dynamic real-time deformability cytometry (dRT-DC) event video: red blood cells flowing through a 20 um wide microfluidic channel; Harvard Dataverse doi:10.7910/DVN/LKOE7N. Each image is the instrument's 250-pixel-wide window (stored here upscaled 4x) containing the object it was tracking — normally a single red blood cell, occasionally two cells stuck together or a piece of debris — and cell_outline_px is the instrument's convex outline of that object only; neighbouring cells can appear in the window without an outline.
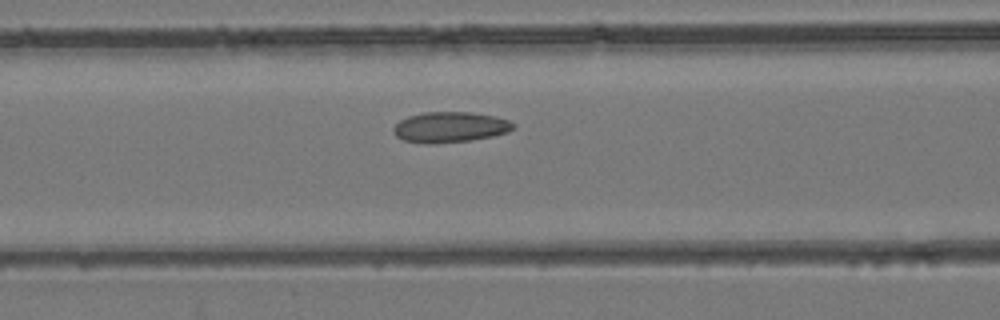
{"species": "common noctule bat (a hibernating species)", "species_latin": "Nyctalus noctula", "temperature_condition": "room temperature", "stored_images_in_passage": 45, "camera_frame_rate_fps": 3000, "um_per_image_px": 0.085, "animal": {"sex": "female", "body_mass_g": 24.6, "forearm_length_mm": 56.2}, "frame": {"image": 1, "passage_image": 16, "time_ms": 5.0, "image_size_px": [1000, 320], "cell_outline_px": [[516, 128], [508, 132], [492, 136], [468, 140], [404, 140], [396, 136], [392, 132], [392, 128], [400, 120], [408, 116], [424, 112], [472, 112], [496, 116], [508, 120]], "centroid_in_image_um": [38.3, 10.74], "position_along_channel_um": 128.3, "area_um2": 20.35}}
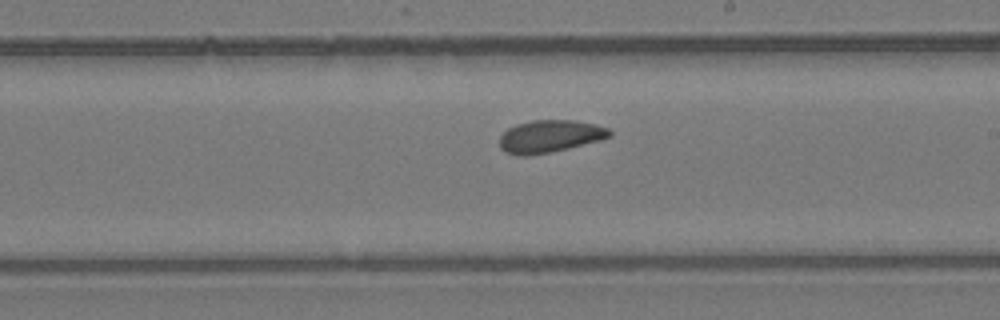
{"frame": {"image": 2, "passage_image": 24, "time_ms": 7.667, "image_size_px": [1000, 320], "cell_outline_px": [[612, 136], [600, 140], [548, 152], [524, 156], [508, 152], [500, 148], [500, 136], [508, 128], [516, 124], [532, 120], [576, 120], [608, 128], [612, 132]], "centroid_in_image_um": [46.74, 11.56], "position_along_channel_um": 242.3, "area_um2": 20.4}}
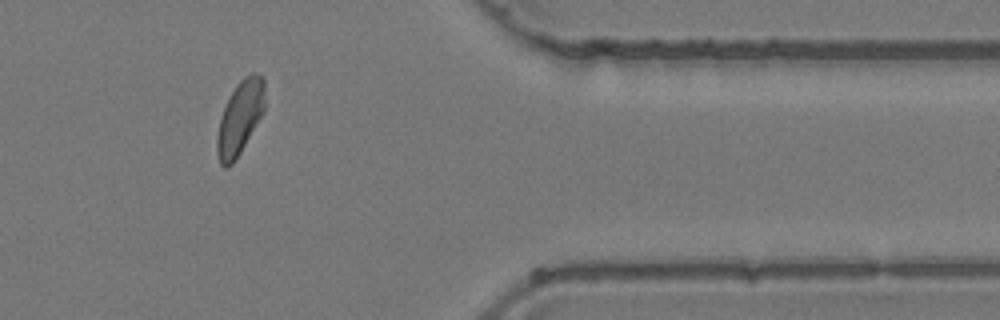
{"frame": {"image": 3, "passage_image": 36, "time_ms": 11.667, "image_size_px": [1000, 320], "cell_outline_px": [[264, 112], [240, 152], [232, 164], [228, 168], [224, 168], [220, 164], [216, 152], [216, 136], [220, 116], [236, 84], [244, 76], [252, 72], [256, 72], [264, 76]], "centroid_in_image_um": [20.39, 10.0], "position_along_channel_um": 391.0, "area_um2": 20.58}}